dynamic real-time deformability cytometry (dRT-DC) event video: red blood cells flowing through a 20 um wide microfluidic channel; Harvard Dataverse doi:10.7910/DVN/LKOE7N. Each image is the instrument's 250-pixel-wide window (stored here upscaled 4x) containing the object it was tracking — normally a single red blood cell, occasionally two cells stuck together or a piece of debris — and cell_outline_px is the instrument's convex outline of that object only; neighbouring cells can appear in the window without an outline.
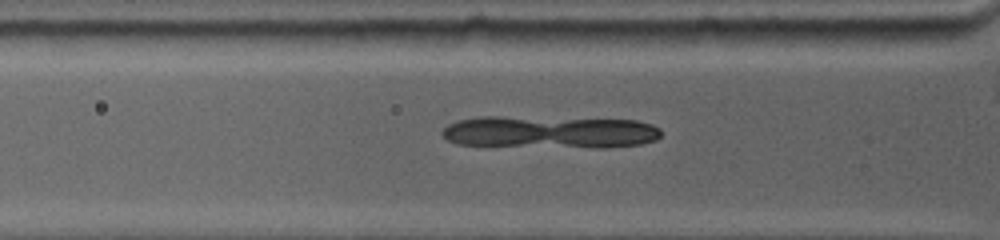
{"species": "common noctule bat (a hibernating species)", "species_latin": "Nyctalus noctula", "temperature_condition": "warm", "stored_images_in_passage": 3, "camera_frame_rate_fps": 4500, "um_per_image_px": 0.085, "animal": {"sex": "female", "body_mass_g": 19.0, "forearm_length_mm": 53.3}, "frame": {"image": 1, "passage_image": 2, "time_ms": 0.444, "image_size_px": [1000, 240], "cell_outline_px": [[300, 200], [248, 204], [228, 204], [164, 200], [156, 196], [156, 192], [288, 192], [296, 196]], "centroid_in_image_um": [19.4, 16.76], "position_along_channel_um": 106.4, "area_um2": 10.17}}